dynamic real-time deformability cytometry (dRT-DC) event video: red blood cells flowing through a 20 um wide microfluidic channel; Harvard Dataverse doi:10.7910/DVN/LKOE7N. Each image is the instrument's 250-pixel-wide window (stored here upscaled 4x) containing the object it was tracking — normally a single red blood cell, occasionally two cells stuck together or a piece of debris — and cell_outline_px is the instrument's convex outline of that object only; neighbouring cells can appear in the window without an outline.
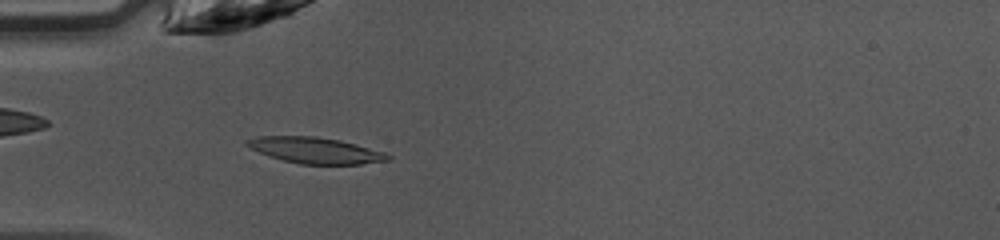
{"species": "common noctule bat (a hibernating species)", "species_latin": "Nyctalus noctula", "temperature_condition": "warm", "stored_images_in_passage": 35, "camera_frame_rate_fps": 3000, "um_per_image_px": 0.085, "animal": {"sex": "female", "body_mass_g": 10.0, "forearm_length_mm": 53.1}, "frame": {"image": 1, "passage_image": 3, "time_ms": 0.667, "image_size_px": [1000, 240], "cell_outline_px": [[392, 160], [360, 164], [300, 164], [268, 156], [244, 144], [244, 140], [256, 136], [316, 136], [340, 140], [356, 144], [384, 152], [392, 156]], "centroid_in_image_um": [26.81, 12.77], "position_along_channel_um": 58.2, "area_um2": 21.44}}
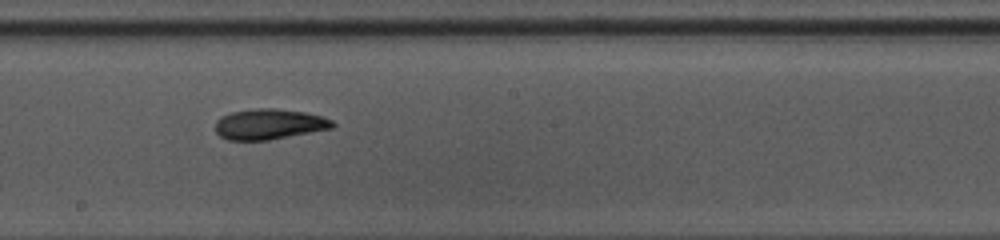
{"frame": {"image": 2, "passage_image": 15, "time_ms": 4.667, "image_size_px": [1000, 240], "cell_outline_px": [[336, 124], [332, 128], [268, 140], [228, 140], [220, 136], [216, 132], [216, 120], [220, 116], [232, 112], [256, 108], [276, 108], [304, 112], [320, 116], [332, 120]], "centroid_in_image_um": [22.85, 10.55], "position_along_channel_um": 225.3, "area_um2": 20.75}}
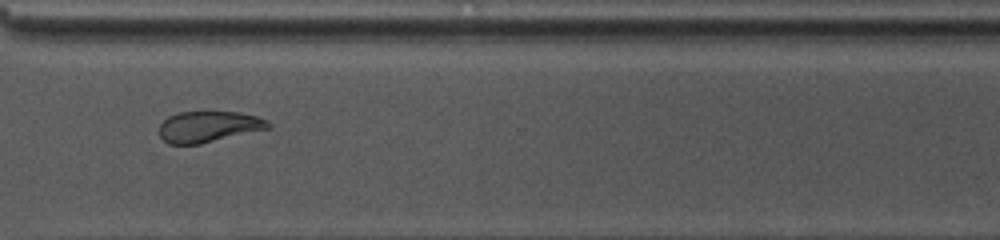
{"frame": {"image": 3, "passage_image": 24, "time_ms": 7.667, "image_size_px": [1000, 240], "cell_outline_px": [[272, 128], [200, 144], [168, 144], [160, 136], [160, 124], [168, 116], [180, 112], [240, 112], [256, 116], [268, 120], [272, 124]], "centroid_in_image_um": [17.77, 10.77], "position_along_channel_um": 352.8, "area_um2": 19.83}, "authors_computed_cell_mechanics": {"area_um2": 20.9814, "velocity_mm_per_s": 4.2604, "shape_relaxation_time_tau1_ms": 4.4703, "shape_relaxation_time_tau2_ms": 4.1589, "deformation_change_tau1": 0.1715, "deformation_change_tau2": 0.1193}}